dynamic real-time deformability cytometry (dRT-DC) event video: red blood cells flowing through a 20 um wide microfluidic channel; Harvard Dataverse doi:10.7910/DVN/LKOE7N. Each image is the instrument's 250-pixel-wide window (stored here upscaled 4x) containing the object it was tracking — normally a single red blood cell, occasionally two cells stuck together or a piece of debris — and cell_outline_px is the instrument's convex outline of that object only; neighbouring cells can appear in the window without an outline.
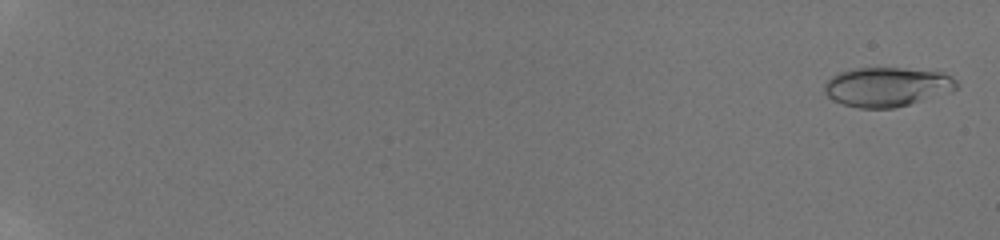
{"species": "human", "species_latin": "Homo sapiens", "temperature_condition": "room temperature", "stored_images_in_passage": 8, "camera_frame_rate_fps": 3000, "um_per_image_px": 0.085, "donor": {"sex": "male"}, "frame": {"image": 1, "passage_image": 1, "time_ms": 0.0, "image_size_px": [1000, 240], "cell_outline_px": [[960, 84], [956, 88], [896, 108], [856, 108], [832, 100], [824, 92], [824, 84], [832, 76], [840, 72], [856, 68], [904, 68], [944, 72], [956, 80]], "centroid_in_image_um": [75.35, 7.37], "position_along_channel_um": 9.7, "area_um2": 30.0}}
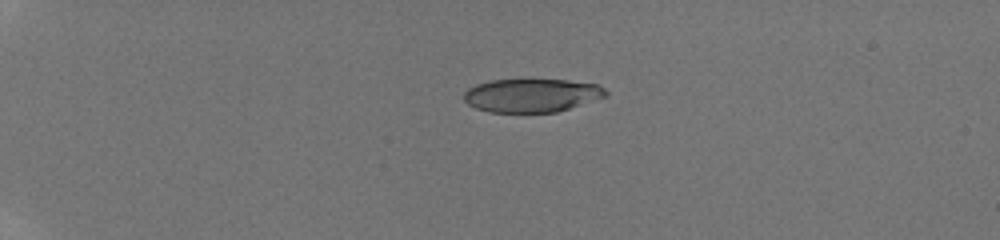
{"frame": {"image": 2, "passage_image": 5, "time_ms": 4.667, "image_size_px": [1000, 240], "cell_outline_px": [[608, 96], [556, 112], [488, 112], [476, 108], [468, 104], [464, 100], [464, 92], [468, 88], [476, 84], [488, 80], [528, 76], [568, 80], [596, 84], [604, 88], [608, 92]], "centroid_in_image_um": [45.17, 8.05], "position_along_channel_um": 39.8, "area_um2": 28.78}}
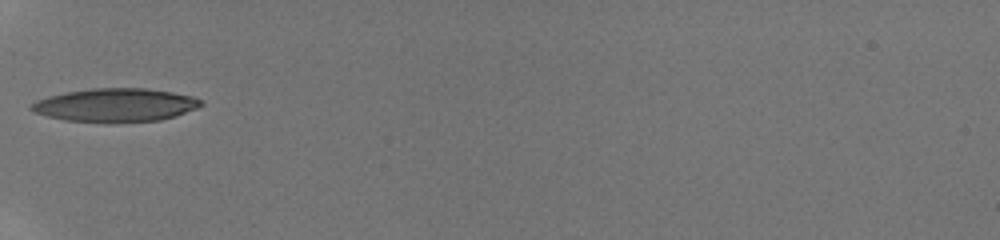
{"frame": {"image": 3, "passage_image": 8, "time_ms": 7.333, "image_size_px": [1000, 240], "cell_outline_px": [[204, 104], [196, 108], [176, 116], [160, 120], [108, 124], [64, 120], [32, 112], [28, 108], [28, 104], [36, 100], [48, 96], [64, 92], [92, 88], [148, 88], [172, 92], [192, 96], [200, 100]], "centroid_in_image_um": [9.75, 8.95], "position_along_channel_um": 75.2, "area_um2": 33.7}}